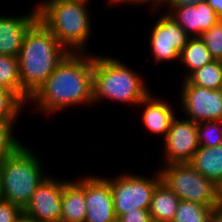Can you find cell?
Instances as JSON below:
<instances>
[{
	"label": "cell",
	"instance_id": "cell-31",
	"mask_svg": "<svg viewBox=\"0 0 222 222\" xmlns=\"http://www.w3.org/2000/svg\"><path fill=\"white\" fill-rule=\"evenodd\" d=\"M206 3L215 11V13L222 16V0H206Z\"/></svg>",
	"mask_w": 222,
	"mask_h": 222
},
{
	"label": "cell",
	"instance_id": "cell-37",
	"mask_svg": "<svg viewBox=\"0 0 222 222\" xmlns=\"http://www.w3.org/2000/svg\"><path fill=\"white\" fill-rule=\"evenodd\" d=\"M2 199L1 186H0V200Z\"/></svg>",
	"mask_w": 222,
	"mask_h": 222
},
{
	"label": "cell",
	"instance_id": "cell-18",
	"mask_svg": "<svg viewBox=\"0 0 222 222\" xmlns=\"http://www.w3.org/2000/svg\"><path fill=\"white\" fill-rule=\"evenodd\" d=\"M179 202V197L160 181L155 188L149 207L151 219L172 222Z\"/></svg>",
	"mask_w": 222,
	"mask_h": 222
},
{
	"label": "cell",
	"instance_id": "cell-3",
	"mask_svg": "<svg viewBox=\"0 0 222 222\" xmlns=\"http://www.w3.org/2000/svg\"><path fill=\"white\" fill-rule=\"evenodd\" d=\"M88 0H44L38 20L69 53H84L92 32ZM87 43V44H86Z\"/></svg>",
	"mask_w": 222,
	"mask_h": 222
},
{
	"label": "cell",
	"instance_id": "cell-1",
	"mask_svg": "<svg viewBox=\"0 0 222 222\" xmlns=\"http://www.w3.org/2000/svg\"><path fill=\"white\" fill-rule=\"evenodd\" d=\"M87 53H68L28 102L46 115L93 104V55Z\"/></svg>",
	"mask_w": 222,
	"mask_h": 222
},
{
	"label": "cell",
	"instance_id": "cell-24",
	"mask_svg": "<svg viewBox=\"0 0 222 222\" xmlns=\"http://www.w3.org/2000/svg\"><path fill=\"white\" fill-rule=\"evenodd\" d=\"M16 120H0V163L12 155L21 145L14 136Z\"/></svg>",
	"mask_w": 222,
	"mask_h": 222
},
{
	"label": "cell",
	"instance_id": "cell-30",
	"mask_svg": "<svg viewBox=\"0 0 222 222\" xmlns=\"http://www.w3.org/2000/svg\"><path fill=\"white\" fill-rule=\"evenodd\" d=\"M206 2V0H165L163 4V9L167 7V11L165 14H167L171 9L177 8V7H184V6H190L195 5L198 3Z\"/></svg>",
	"mask_w": 222,
	"mask_h": 222
},
{
	"label": "cell",
	"instance_id": "cell-2",
	"mask_svg": "<svg viewBox=\"0 0 222 222\" xmlns=\"http://www.w3.org/2000/svg\"><path fill=\"white\" fill-rule=\"evenodd\" d=\"M68 53L37 20L27 31L17 57L22 89L31 97Z\"/></svg>",
	"mask_w": 222,
	"mask_h": 222
},
{
	"label": "cell",
	"instance_id": "cell-38",
	"mask_svg": "<svg viewBox=\"0 0 222 222\" xmlns=\"http://www.w3.org/2000/svg\"><path fill=\"white\" fill-rule=\"evenodd\" d=\"M219 22L222 24V16L220 17Z\"/></svg>",
	"mask_w": 222,
	"mask_h": 222
},
{
	"label": "cell",
	"instance_id": "cell-15",
	"mask_svg": "<svg viewBox=\"0 0 222 222\" xmlns=\"http://www.w3.org/2000/svg\"><path fill=\"white\" fill-rule=\"evenodd\" d=\"M142 106V123L153 134L162 135L164 139L170 128L175 111L167 101L155 98L153 93L143 99L138 106ZM145 107V108H144Z\"/></svg>",
	"mask_w": 222,
	"mask_h": 222
},
{
	"label": "cell",
	"instance_id": "cell-10",
	"mask_svg": "<svg viewBox=\"0 0 222 222\" xmlns=\"http://www.w3.org/2000/svg\"><path fill=\"white\" fill-rule=\"evenodd\" d=\"M163 142L165 146L163 165L189 163L199 148L197 123L175 116Z\"/></svg>",
	"mask_w": 222,
	"mask_h": 222
},
{
	"label": "cell",
	"instance_id": "cell-27",
	"mask_svg": "<svg viewBox=\"0 0 222 222\" xmlns=\"http://www.w3.org/2000/svg\"><path fill=\"white\" fill-rule=\"evenodd\" d=\"M23 216V210L9 201L0 200V222H18Z\"/></svg>",
	"mask_w": 222,
	"mask_h": 222
},
{
	"label": "cell",
	"instance_id": "cell-11",
	"mask_svg": "<svg viewBox=\"0 0 222 222\" xmlns=\"http://www.w3.org/2000/svg\"><path fill=\"white\" fill-rule=\"evenodd\" d=\"M62 196L63 179L49 174L23 209V216L35 222H56L61 219Z\"/></svg>",
	"mask_w": 222,
	"mask_h": 222
},
{
	"label": "cell",
	"instance_id": "cell-7",
	"mask_svg": "<svg viewBox=\"0 0 222 222\" xmlns=\"http://www.w3.org/2000/svg\"><path fill=\"white\" fill-rule=\"evenodd\" d=\"M104 178L110 184L116 218L127 211L149 209L155 188L161 181L159 171L153 178L129 173Z\"/></svg>",
	"mask_w": 222,
	"mask_h": 222
},
{
	"label": "cell",
	"instance_id": "cell-32",
	"mask_svg": "<svg viewBox=\"0 0 222 222\" xmlns=\"http://www.w3.org/2000/svg\"><path fill=\"white\" fill-rule=\"evenodd\" d=\"M209 222H222V205L213 208Z\"/></svg>",
	"mask_w": 222,
	"mask_h": 222
},
{
	"label": "cell",
	"instance_id": "cell-4",
	"mask_svg": "<svg viewBox=\"0 0 222 222\" xmlns=\"http://www.w3.org/2000/svg\"><path fill=\"white\" fill-rule=\"evenodd\" d=\"M150 93L136 70L117 58L93 54V103L108 99L137 106Z\"/></svg>",
	"mask_w": 222,
	"mask_h": 222
},
{
	"label": "cell",
	"instance_id": "cell-17",
	"mask_svg": "<svg viewBox=\"0 0 222 222\" xmlns=\"http://www.w3.org/2000/svg\"><path fill=\"white\" fill-rule=\"evenodd\" d=\"M189 164L202 176L222 185V144L212 147L199 146Z\"/></svg>",
	"mask_w": 222,
	"mask_h": 222
},
{
	"label": "cell",
	"instance_id": "cell-20",
	"mask_svg": "<svg viewBox=\"0 0 222 222\" xmlns=\"http://www.w3.org/2000/svg\"><path fill=\"white\" fill-rule=\"evenodd\" d=\"M186 80L199 87L220 90L222 85V61L214 60L210 64L193 71Z\"/></svg>",
	"mask_w": 222,
	"mask_h": 222
},
{
	"label": "cell",
	"instance_id": "cell-28",
	"mask_svg": "<svg viewBox=\"0 0 222 222\" xmlns=\"http://www.w3.org/2000/svg\"><path fill=\"white\" fill-rule=\"evenodd\" d=\"M151 216L149 209H135L127 211L117 218V222H150Z\"/></svg>",
	"mask_w": 222,
	"mask_h": 222
},
{
	"label": "cell",
	"instance_id": "cell-33",
	"mask_svg": "<svg viewBox=\"0 0 222 222\" xmlns=\"http://www.w3.org/2000/svg\"><path fill=\"white\" fill-rule=\"evenodd\" d=\"M18 222H35V221H32V220L22 216Z\"/></svg>",
	"mask_w": 222,
	"mask_h": 222
},
{
	"label": "cell",
	"instance_id": "cell-8",
	"mask_svg": "<svg viewBox=\"0 0 222 222\" xmlns=\"http://www.w3.org/2000/svg\"><path fill=\"white\" fill-rule=\"evenodd\" d=\"M183 80L180 101L185 117L196 123L222 121V90L206 89Z\"/></svg>",
	"mask_w": 222,
	"mask_h": 222
},
{
	"label": "cell",
	"instance_id": "cell-13",
	"mask_svg": "<svg viewBox=\"0 0 222 222\" xmlns=\"http://www.w3.org/2000/svg\"><path fill=\"white\" fill-rule=\"evenodd\" d=\"M37 20L36 7L22 16L0 15V55L18 57L27 31Z\"/></svg>",
	"mask_w": 222,
	"mask_h": 222
},
{
	"label": "cell",
	"instance_id": "cell-9",
	"mask_svg": "<svg viewBox=\"0 0 222 222\" xmlns=\"http://www.w3.org/2000/svg\"><path fill=\"white\" fill-rule=\"evenodd\" d=\"M149 44L155 63L179 60L181 50L190 38L168 14L162 13L152 26Z\"/></svg>",
	"mask_w": 222,
	"mask_h": 222
},
{
	"label": "cell",
	"instance_id": "cell-21",
	"mask_svg": "<svg viewBox=\"0 0 222 222\" xmlns=\"http://www.w3.org/2000/svg\"><path fill=\"white\" fill-rule=\"evenodd\" d=\"M0 87L11 88L29 101L30 96L21 87L17 57L0 55Z\"/></svg>",
	"mask_w": 222,
	"mask_h": 222
},
{
	"label": "cell",
	"instance_id": "cell-36",
	"mask_svg": "<svg viewBox=\"0 0 222 222\" xmlns=\"http://www.w3.org/2000/svg\"><path fill=\"white\" fill-rule=\"evenodd\" d=\"M150 222H167V221H159V220H154V219H151Z\"/></svg>",
	"mask_w": 222,
	"mask_h": 222
},
{
	"label": "cell",
	"instance_id": "cell-22",
	"mask_svg": "<svg viewBox=\"0 0 222 222\" xmlns=\"http://www.w3.org/2000/svg\"><path fill=\"white\" fill-rule=\"evenodd\" d=\"M27 101L15 90L0 87V120H17Z\"/></svg>",
	"mask_w": 222,
	"mask_h": 222
},
{
	"label": "cell",
	"instance_id": "cell-19",
	"mask_svg": "<svg viewBox=\"0 0 222 222\" xmlns=\"http://www.w3.org/2000/svg\"><path fill=\"white\" fill-rule=\"evenodd\" d=\"M209 50L200 37H190L181 50L179 62L187 67L186 79L193 71L213 62Z\"/></svg>",
	"mask_w": 222,
	"mask_h": 222
},
{
	"label": "cell",
	"instance_id": "cell-23",
	"mask_svg": "<svg viewBox=\"0 0 222 222\" xmlns=\"http://www.w3.org/2000/svg\"><path fill=\"white\" fill-rule=\"evenodd\" d=\"M212 211L203 204L180 200L172 222H209Z\"/></svg>",
	"mask_w": 222,
	"mask_h": 222
},
{
	"label": "cell",
	"instance_id": "cell-25",
	"mask_svg": "<svg viewBox=\"0 0 222 222\" xmlns=\"http://www.w3.org/2000/svg\"><path fill=\"white\" fill-rule=\"evenodd\" d=\"M199 146L212 147L222 144V121L197 123Z\"/></svg>",
	"mask_w": 222,
	"mask_h": 222
},
{
	"label": "cell",
	"instance_id": "cell-6",
	"mask_svg": "<svg viewBox=\"0 0 222 222\" xmlns=\"http://www.w3.org/2000/svg\"><path fill=\"white\" fill-rule=\"evenodd\" d=\"M158 169L161 181L180 200L197 202L209 208L221 205L220 187L202 176L189 163L166 164Z\"/></svg>",
	"mask_w": 222,
	"mask_h": 222
},
{
	"label": "cell",
	"instance_id": "cell-34",
	"mask_svg": "<svg viewBox=\"0 0 222 222\" xmlns=\"http://www.w3.org/2000/svg\"><path fill=\"white\" fill-rule=\"evenodd\" d=\"M220 202H221V205H222V185L220 187Z\"/></svg>",
	"mask_w": 222,
	"mask_h": 222
},
{
	"label": "cell",
	"instance_id": "cell-14",
	"mask_svg": "<svg viewBox=\"0 0 222 222\" xmlns=\"http://www.w3.org/2000/svg\"><path fill=\"white\" fill-rule=\"evenodd\" d=\"M167 14L184 29L189 37H200L220 19L206 2L177 7Z\"/></svg>",
	"mask_w": 222,
	"mask_h": 222
},
{
	"label": "cell",
	"instance_id": "cell-5",
	"mask_svg": "<svg viewBox=\"0 0 222 222\" xmlns=\"http://www.w3.org/2000/svg\"><path fill=\"white\" fill-rule=\"evenodd\" d=\"M22 144L12 155L0 163L2 199L22 210L37 187L48 176L34 151Z\"/></svg>",
	"mask_w": 222,
	"mask_h": 222
},
{
	"label": "cell",
	"instance_id": "cell-29",
	"mask_svg": "<svg viewBox=\"0 0 222 222\" xmlns=\"http://www.w3.org/2000/svg\"><path fill=\"white\" fill-rule=\"evenodd\" d=\"M165 0H108V3L109 4H112V5H116V4H126V3H131V4H135V5H151L150 6V9L151 11L154 13L156 11H158L157 9H160L162 10V7H163V4H164Z\"/></svg>",
	"mask_w": 222,
	"mask_h": 222
},
{
	"label": "cell",
	"instance_id": "cell-12",
	"mask_svg": "<svg viewBox=\"0 0 222 222\" xmlns=\"http://www.w3.org/2000/svg\"><path fill=\"white\" fill-rule=\"evenodd\" d=\"M85 222H117L109 182L101 176L85 175Z\"/></svg>",
	"mask_w": 222,
	"mask_h": 222
},
{
	"label": "cell",
	"instance_id": "cell-26",
	"mask_svg": "<svg viewBox=\"0 0 222 222\" xmlns=\"http://www.w3.org/2000/svg\"><path fill=\"white\" fill-rule=\"evenodd\" d=\"M200 38L203 40L214 60L222 61V24L218 22L206 32L202 33Z\"/></svg>",
	"mask_w": 222,
	"mask_h": 222
},
{
	"label": "cell",
	"instance_id": "cell-16",
	"mask_svg": "<svg viewBox=\"0 0 222 222\" xmlns=\"http://www.w3.org/2000/svg\"><path fill=\"white\" fill-rule=\"evenodd\" d=\"M85 177L75 181L63 180L61 220L85 222Z\"/></svg>",
	"mask_w": 222,
	"mask_h": 222
},
{
	"label": "cell",
	"instance_id": "cell-35",
	"mask_svg": "<svg viewBox=\"0 0 222 222\" xmlns=\"http://www.w3.org/2000/svg\"><path fill=\"white\" fill-rule=\"evenodd\" d=\"M56 222H72V221H67V220H61V219H59V220H57Z\"/></svg>",
	"mask_w": 222,
	"mask_h": 222
}]
</instances>
